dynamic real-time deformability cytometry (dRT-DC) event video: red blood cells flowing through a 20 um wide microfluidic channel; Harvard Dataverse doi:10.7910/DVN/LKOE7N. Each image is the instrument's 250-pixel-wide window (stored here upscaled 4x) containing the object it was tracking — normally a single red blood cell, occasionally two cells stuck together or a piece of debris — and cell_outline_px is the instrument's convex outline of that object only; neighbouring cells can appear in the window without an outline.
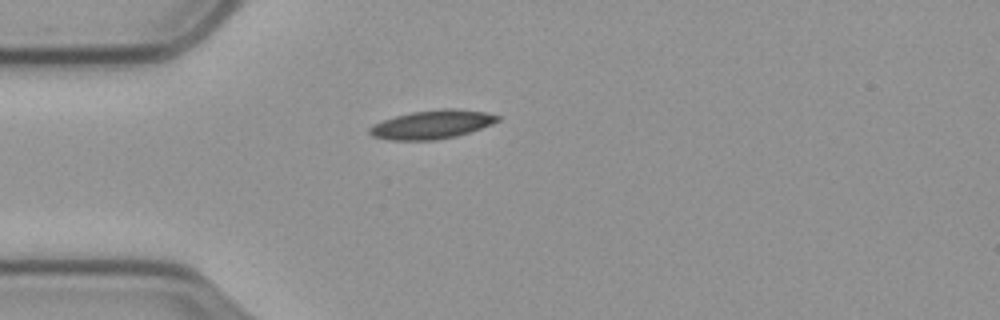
{"species": "common noctule bat (a hibernating species)", "species_latin": "Nyctalus noctula", "temperature_condition": "cold", "stored_images_in_passage": 44, "camera_frame_rate_fps": 3000, "um_per_image_px": 0.085, "animal": {"sex": "male", "body_mass_g": 23.1, "forearm_length_mm": 52.7}, "frame": {"image": 1, "passage_image": 1, "time_ms": 0.0, "image_size_px": [1000, 320], "cell_outline_px": [[500, 120], [492, 124], [456, 136], [436, 140], [392, 140], [372, 136], [368, 132], [368, 128], [372, 124], [396, 116], [412, 112], [444, 108], [456, 108], [484, 112], [500, 116]], "centroid_in_image_um": [36.71, 10.58], "position_along_channel_um": 48.3, "area_um2": 21.27}}
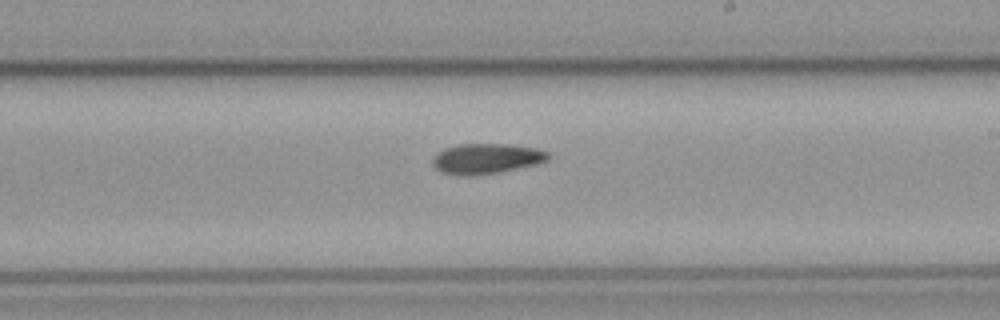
{"frame": {"image": 2, "passage_image": 19, "time_ms": 6.0, "image_size_px": [1000, 320], "cell_outline_px": [[548, 160], [536, 164], [496, 172], [468, 176], [464, 176], [440, 172], [432, 164], [432, 156], [436, 152], [444, 148], [460, 144], [508, 144], [536, 148], [548, 152]], "centroid_in_image_um": [41.28, 13.47], "position_along_channel_um": 247.7, "area_um2": 20.29}}
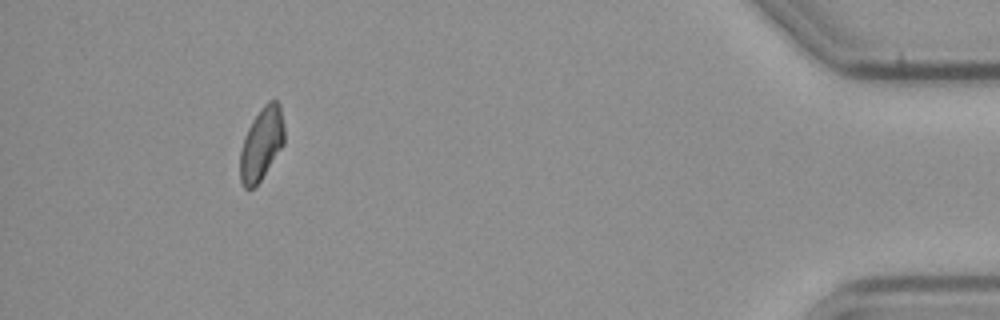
{"frame": {"image": 3, "passage_image": 39, "time_ms": 12.667, "image_size_px": [1000, 320], "cell_outline_px": [[284, 144], [260, 180], [252, 188], [244, 188], [240, 180], [240, 152], [244, 136], [252, 120], [264, 104], [268, 100], [276, 100], [280, 104], [284, 128]], "centroid_in_image_um": [22.22, 12.2], "position_along_channel_um": 413.0, "area_um2": 18.61}}